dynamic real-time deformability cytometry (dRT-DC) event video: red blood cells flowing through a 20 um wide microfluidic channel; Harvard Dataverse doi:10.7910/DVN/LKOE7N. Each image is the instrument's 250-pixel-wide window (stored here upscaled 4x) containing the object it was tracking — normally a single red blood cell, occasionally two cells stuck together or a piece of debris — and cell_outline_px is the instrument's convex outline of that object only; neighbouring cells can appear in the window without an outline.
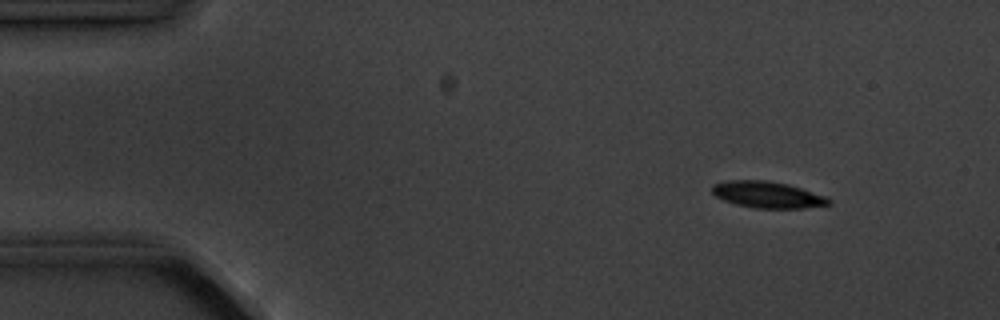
{"species": "common noctule bat (a hibernating species)", "species_latin": "Nyctalus noctula", "temperature_condition": "cold", "stored_images_in_passage": 6, "camera_frame_rate_fps": 3000, "um_per_image_px": 0.085, "animal": {"sex": "male", "body_mass_g": 20.1, "forearm_length_mm": 53.5}, "frame": {"image": 1, "passage_image": 2, "time_ms": 1.333, "image_size_px": [1000, 320], "cell_outline_px": [[832, 204], [804, 208], [756, 208], [736, 204], [724, 200], [716, 196], [712, 192], [712, 184], [728, 180], [768, 180], [788, 184], [824, 196], [832, 200]], "centroid_in_image_um": [65.23, 16.54], "position_along_channel_um": 19.8, "area_um2": 17.92}}
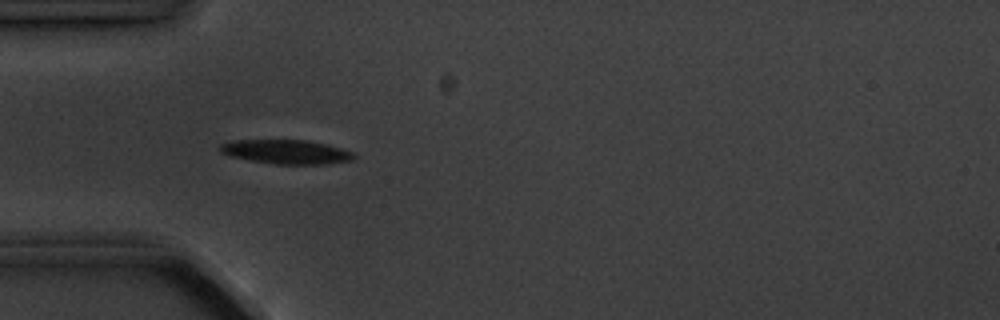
{"frame": {"image": 2, "passage_image": 5, "time_ms": 4.667, "image_size_px": [1000, 320], "cell_outline_px": [[356, 156], [352, 160], [328, 164], [276, 164], [252, 160], [232, 156], [220, 152], [220, 144], [232, 140], [308, 140], [340, 148], [352, 152]], "centroid_in_image_um": [24.34, 12.9], "position_along_channel_um": 60.7, "area_um2": 18.61}}